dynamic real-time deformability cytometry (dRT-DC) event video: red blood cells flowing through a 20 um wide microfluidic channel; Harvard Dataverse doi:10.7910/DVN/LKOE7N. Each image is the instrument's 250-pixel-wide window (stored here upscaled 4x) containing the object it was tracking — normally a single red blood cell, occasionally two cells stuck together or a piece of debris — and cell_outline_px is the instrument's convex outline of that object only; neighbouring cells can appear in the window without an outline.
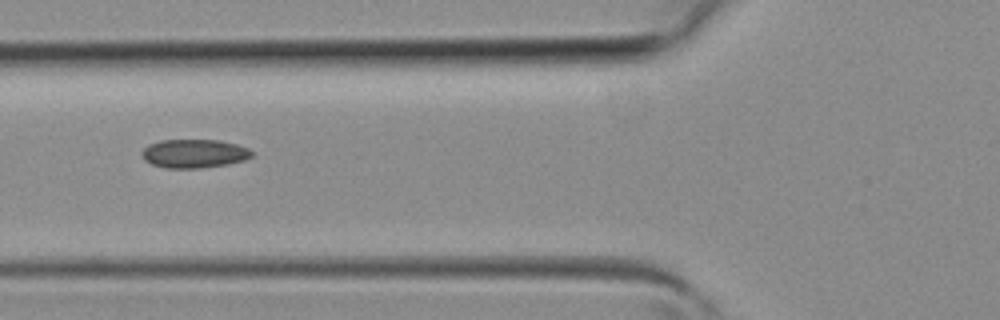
{"species": "common noctule bat (a hibernating species)", "species_latin": "Nyctalus noctula", "temperature_condition": "room temperature", "stored_images_in_passage": 3, "camera_frame_rate_fps": 3000, "um_per_image_px": 0.085, "animal": {"sex": "female", "body_mass_g": 19.3, "forearm_length_mm": 54.1}, "frame": {"image": 1, "passage_image": 2, "time_ms": 0.333, "image_size_px": [1000, 320], "cell_outline_px": [[252, 156], [244, 160], [228, 164], [200, 168], [164, 168], [152, 164], [144, 160], [140, 152], [148, 144], [160, 140], [216, 140], [236, 144], [248, 148], [252, 152]], "centroid_in_image_um": [16.46, 13.05], "position_along_channel_um": 109.3, "area_um2": 18.38}}
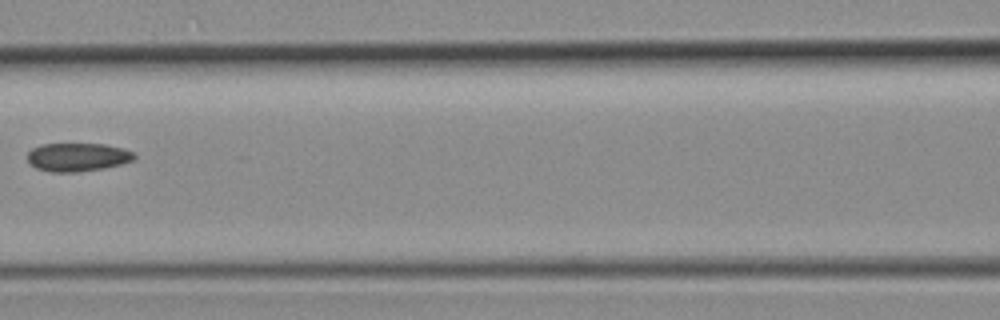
{"frame": {"image": 2, "passage_image": 3, "time_ms": 0.667, "image_size_px": [1000, 320], "cell_outline_px": [[136, 156], [132, 160], [120, 164], [104, 168], [76, 172], [52, 172], [36, 168], [28, 160], [28, 152], [32, 148], [40, 144], [104, 144], [124, 148], [132, 152]], "centroid_in_image_um": [6.58, 13.35], "position_along_channel_um": 160.0, "area_um2": 17.57}}